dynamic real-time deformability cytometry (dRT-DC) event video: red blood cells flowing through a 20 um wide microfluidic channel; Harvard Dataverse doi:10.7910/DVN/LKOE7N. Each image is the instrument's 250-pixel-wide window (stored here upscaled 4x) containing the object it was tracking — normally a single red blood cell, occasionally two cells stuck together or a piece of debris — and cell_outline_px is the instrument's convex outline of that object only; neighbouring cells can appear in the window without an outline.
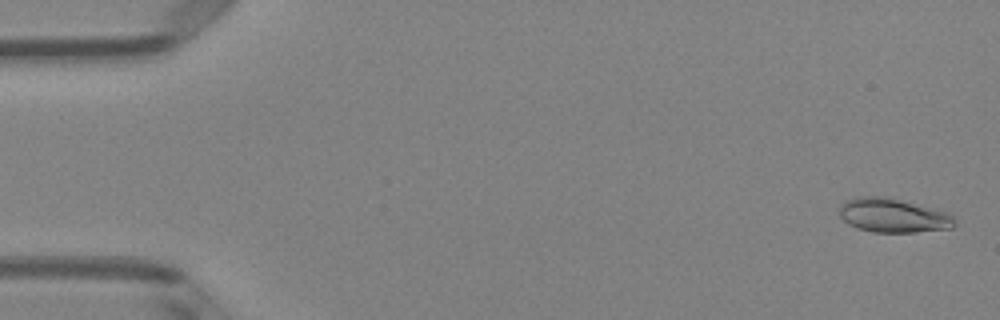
{"species": "Egyptian fruit bat (a non-hibernating species)", "species_latin": "Rousettus aegyptiacus", "temperature_condition": "room temperature", "stored_images_in_passage": 51, "camera_frame_rate_fps": 3000, "um_per_image_px": 0.085, "animal": {"sex": "female"}, "frame": {"image": 1, "passage_image": 2, "time_ms": 0.333, "image_size_px": [1000, 320], "cell_outline_px": [[956, 224], [952, 228], [916, 232], [872, 232], [856, 228], [848, 224], [840, 216], [840, 204], [848, 200], [860, 196], [888, 196], [948, 212], [956, 220]], "centroid_in_image_um": [75.93, 18.31], "position_along_channel_um": 9.1, "area_um2": 23.06}}
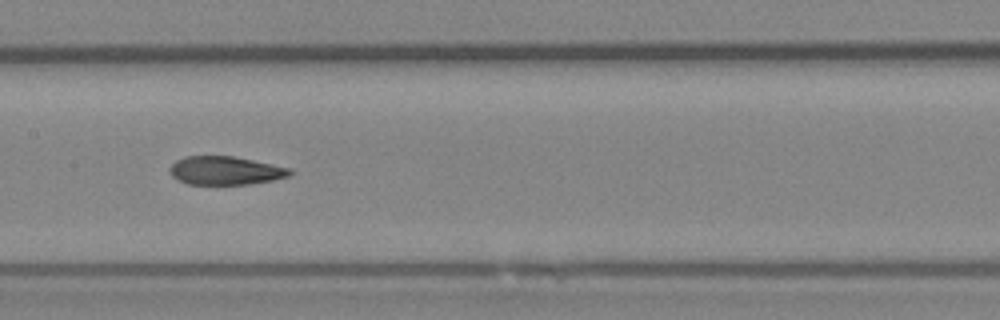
{"frame": {"image": 2, "passage_image": 26, "time_ms": 8.333, "image_size_px": [1000, 320], "cell_outline_px": [[292, 172], [288, 176], [272, 180], [248, 184], [188, 184], [176, 180], [168, 172], [168, 168], [176, 160], [184, 156], [232, 156], [292, 168]], "centroid_in_image_um": [19.1, 14.5], "position_along_channel_um": 188.3, "area_um2": 19.94}}
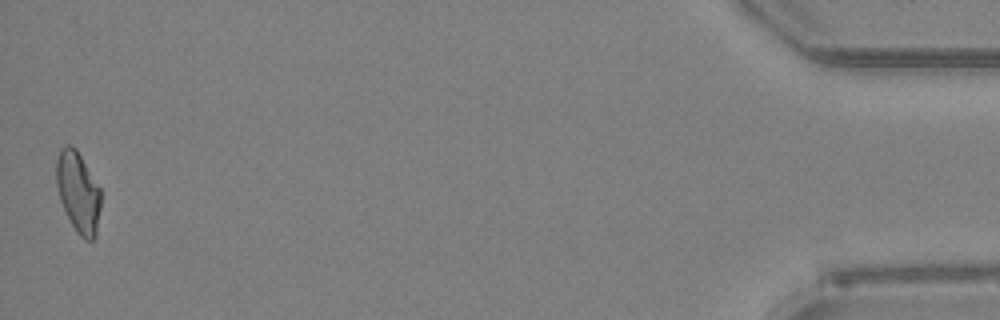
{"frame": {"image": 3, "passage_image": 51, "time_ms": 16.667, "image_size_px": [1000, 320], "cell_outline_px": [[100, 208], [96, 236], [92, 240], [84, 240], [76, 232], [60, 200], [56, 184], [56, 160], [60, 148], [68, 144], [76, 148], [100, 188]], "centroid_in_image_um": [6.64, 16.32], "position_along_channel_um": 428.6, "area_um2": 20.87}, "authors_computed_cell_mechanics": {"area_um2": 20.9236, "velocity_mm_per_s": 3.9881, "shape_relaxation_time_tau1_ms": null, "shape_relaxation_time_tau2_ms": 1.9632, "deformation_change_tau1": null, "deformation_change_tau2": 0.0857}}